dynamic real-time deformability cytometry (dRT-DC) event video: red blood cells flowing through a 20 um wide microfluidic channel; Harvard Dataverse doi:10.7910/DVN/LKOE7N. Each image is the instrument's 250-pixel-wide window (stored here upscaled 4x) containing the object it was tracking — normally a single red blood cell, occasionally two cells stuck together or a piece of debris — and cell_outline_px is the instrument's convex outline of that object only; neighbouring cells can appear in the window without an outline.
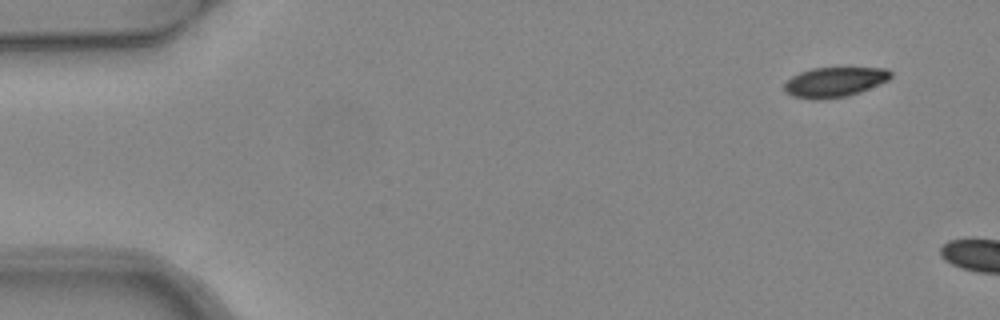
{"species": "common noctule bat (a hibernating species)", "species_latin": "Nyctalus noctula", "temperature_condition": "warm", "stored_images_in_passage": 2, "camera_frame_rate_fps": 3000, "um_per_image_px": 0.085, "animal": {"sex": "female", "body_mass_g": 24.6, "forearm_length_mm": 56.2}, "frame": {"image": 1, "passage_image": 1, "time_ms": 0.0, "image_size_px": [1000, 320], "cell_outline_px": [[892, 76], [888, 80], [880, 84], [860, 92], [848, 96], [824, 100], [812, 100], [792, 96], [784, 92], [784, 84], [792, 76], [800, 72], [812, 68], [888, 68], [892, 72]], "centroid_in_image_um": [70.93, 6.99], "position_along_channel_um": 14.1, "area_um2": 18.79}}